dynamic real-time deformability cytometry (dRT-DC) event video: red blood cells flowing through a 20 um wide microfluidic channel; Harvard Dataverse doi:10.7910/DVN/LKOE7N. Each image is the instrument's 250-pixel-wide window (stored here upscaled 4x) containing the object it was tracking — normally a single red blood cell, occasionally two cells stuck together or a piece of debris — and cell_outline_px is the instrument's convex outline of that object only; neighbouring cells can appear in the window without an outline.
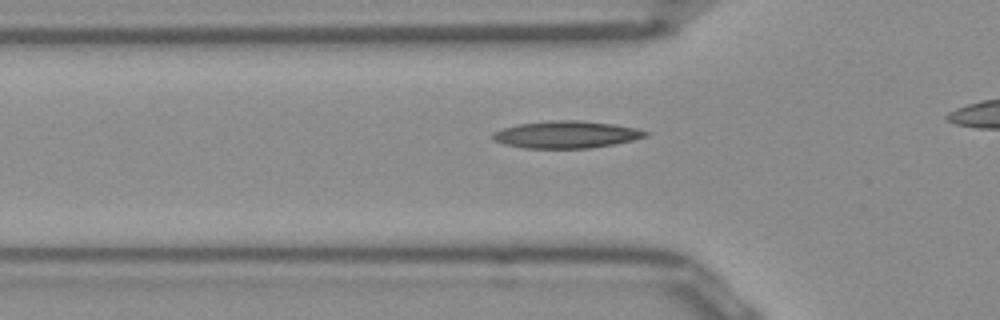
{"species": "Egyptian fruit bat (a non-hibernating species)", "species_latin": "Rousettus aegyptiacus", "temperature_condition": "room temperature", "stored_images_in_passage": 24, "camera_frame_rate_fps": 3000, "um_per_image_px": 0.085, "frame": {"image": 1, "passage_image": 6, "time_ms": 1.667, "image_size_px": [1000, 320], "cell_outline_px": [[652, 132], [648, 136], [632, 140], [592, 148], [524, 148], [504, 144], [492, 140], [492, 132], [516, 124], [548, 120], [580, 120], [612, 124], [636, 128]], "centroid_in_image_um": [48.12, 11.43], "position_along_channel_um": 77.7, "area_um2": 24.33}}
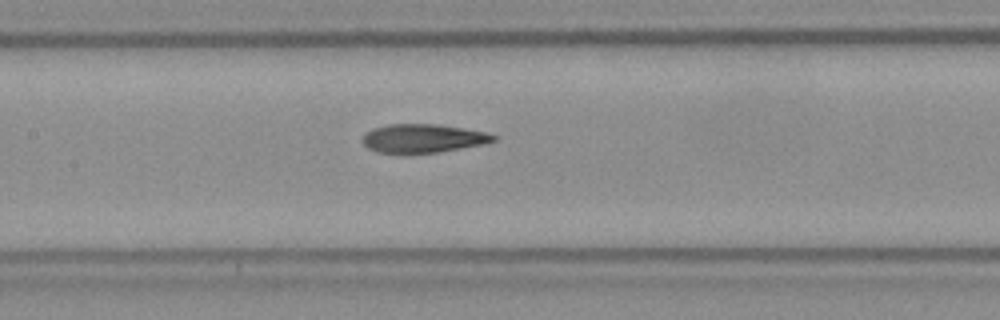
{"frame": {"image": 2, "passage_image": 13, "time_ms": 4.0, "image_size_px": [1000, 320], "cell_outline_px": [[500, 136], [496, 140], [484, 144], [436, 152], [376, 152], [368, 148], [364, 144], [364, 136], [372, 128], [388, 124], [436, 124], [464, 128], [488, 132]], "centroid_in_image_um": [36.02, 11.74], "position_along_channel_um": 171.4, "area_um2": 21.56}}
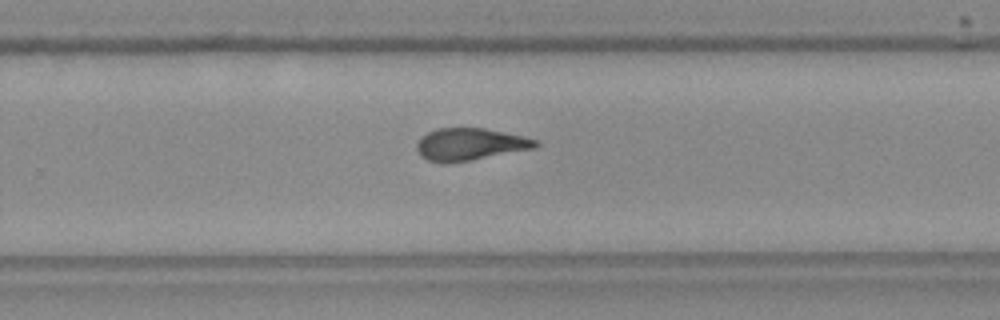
{"frame": {"image": 3, "passage_image": 22, "time_ms": 7.0, "image_size_px": [1000, 320], "cell_outline_px": [[540, 144], [536, 148], [472, 160], [428, 160], [420, 156], [416, 152], [416, 140], [420, 136], [436, 128], [484, 128], [520, 136], [536, 140]], "centroid_in_image_um": [39.92, 12.23], "position_along_channel_um": 289.9, "area_um2": 21.85}}